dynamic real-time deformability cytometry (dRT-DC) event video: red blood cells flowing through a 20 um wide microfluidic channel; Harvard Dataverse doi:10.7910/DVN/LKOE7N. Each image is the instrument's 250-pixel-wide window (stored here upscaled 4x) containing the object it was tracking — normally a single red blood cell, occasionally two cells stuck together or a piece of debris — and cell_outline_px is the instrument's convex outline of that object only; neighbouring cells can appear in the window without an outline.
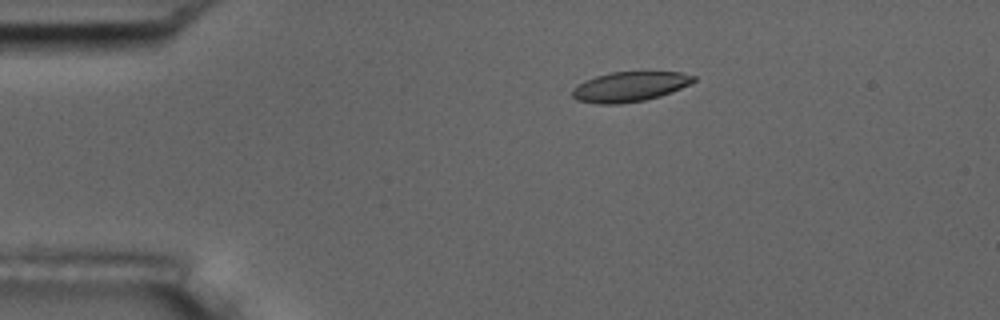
{"species": "common noctule bat (a hibernating species)", "species_latin": "Nyctalus noctula", "temperature_condition": "room temperature", "stored_images_in_passage": 4, "camera_frame_rate_fps": 3000, "um_per_image_px": 0.085, "animal": {"sex": "male", "body_mass_g": 17.5, "forearm_length_mm": 52.3}, "frame": {"image": 1, "passage_image": 2, "time_ms": 1.333, "image_size_px": [1000, 320], "cell_outline_px": [[696, 80], [672, 92], [660, 96], [644, 100], [620, 104], [600, 104], [576, 100], [572, 96], [572, 88], [584, 80], [596, 76], [612, 72], [680, 72], [696, 76]], "centroid_in_image_um": [53.5, 7.37], "position_along_channel_um": 31.5, "area_um2": 21.1}}